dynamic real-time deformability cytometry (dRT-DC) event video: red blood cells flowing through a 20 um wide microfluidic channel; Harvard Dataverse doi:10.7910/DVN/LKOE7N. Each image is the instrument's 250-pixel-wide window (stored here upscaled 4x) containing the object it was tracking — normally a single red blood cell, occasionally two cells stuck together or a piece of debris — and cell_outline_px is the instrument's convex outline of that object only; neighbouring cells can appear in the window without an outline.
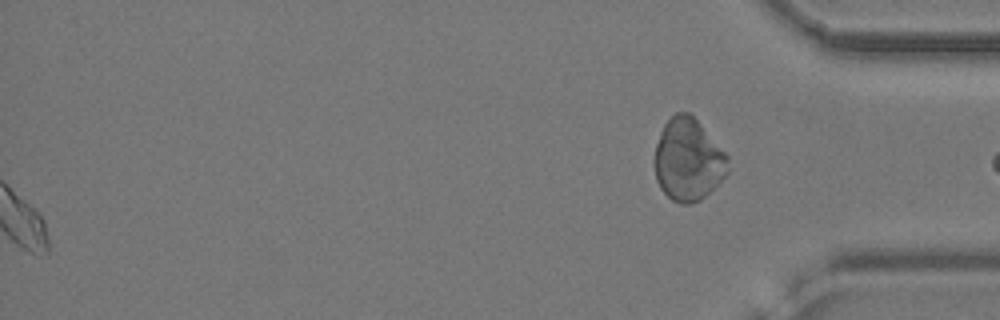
{"species": "common noctule bat (a hibernating species)", "species_latin": "Nyctalus noctula", "temperature_condition": "cold", "stored_images_in_passage": 46, "segment_of_instrument_passage": [2, 2], "camera_frame_rate_fps": 3000, "um_per_image_px": 0.085, "animal": {"sex": "female", "body_mass_g": 24.6, "forearm_length_mm": 56.2}, "frame": {"image": 1, "passage_image": 46, "time_ms": 15.0, "image_size_px": [1000, 320], "cell_outline_px": [[728, 172], [700, 200], [688, 204], [680, 204], [672, 200], [660, 188], [656, 180], [656, 144], [660, 132], [664, 124], [676, 112], [688, 112], [696, 120], [728, 156]], "centroid_in_image_um": [58.48, 13.59], "position_along_channel_um": 376.7, "area_um2": 34.51}}